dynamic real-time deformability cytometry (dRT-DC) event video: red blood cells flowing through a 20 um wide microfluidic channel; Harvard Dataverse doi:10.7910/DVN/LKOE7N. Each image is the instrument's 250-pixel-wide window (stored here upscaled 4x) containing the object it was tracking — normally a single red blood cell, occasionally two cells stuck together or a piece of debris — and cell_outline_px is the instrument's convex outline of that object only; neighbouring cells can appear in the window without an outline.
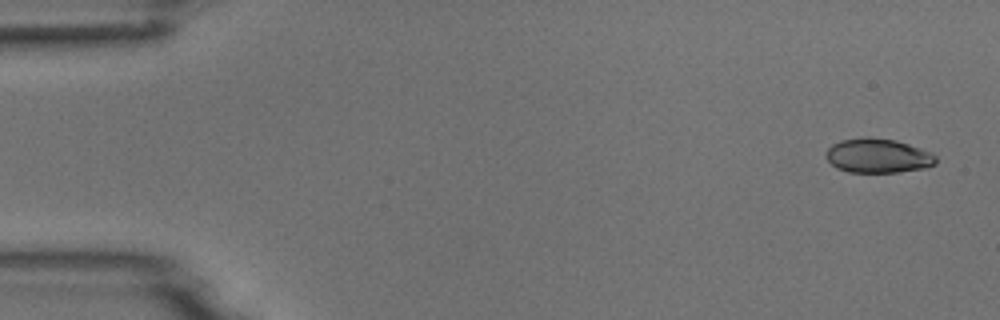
{"species": "common noctule bat (a hibernating species)", "species_latin": "Nyctalus noctula", "temperature_condition": "room temperature", "stored_images_in_passage": 6, "camera_frame_rate_fps": 3000, "um_per_image_px": 0.085, "animal": {"sex": "male", "body_mass_g": 18.8}, "frame": {"image": 1, "passage_image": 1, "time_ms": 0.0, "image_size_px": [1000, 320], "cell_outline_px": [[936, 164], [928, 168], [900, 172], [848, 172], [836, 168], [828, 160], [828, 148], [832, 144], [840, 140], [868, 136], [896, 140], [932, 152], [936, 156]], "centroid_in_image_um": [74.67, 13.24], "position_along_channel_um": 10.3, "area_um2": 22.14}}
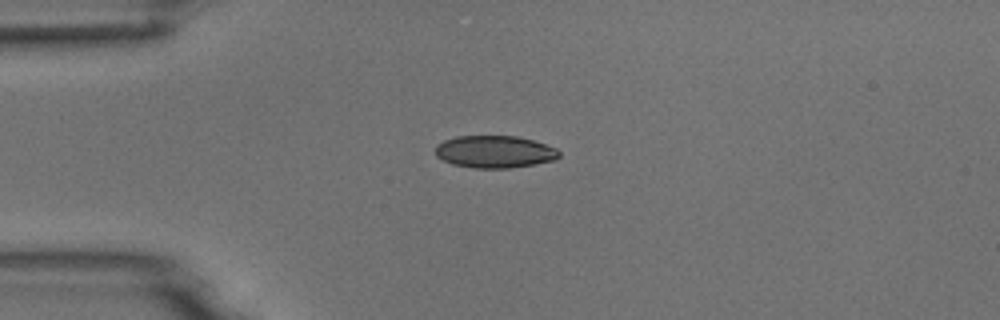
{"frame": {"image": 2, "passage_image": 4, "time_ms": 3.667, "image_size_px": [1000, 320], "cell_outline_px": [[560, 156], [556, 160], [508, 168], [472, 168], [452, 164], [436, 156], [436, 144], [444, 140], [456, 136], [516, 136], [532, 140], [556, 148], [560, 152]], "centroid_in_image_um": [42.03, 12.9], "position_along_channel_um": 43.0, "area_um2": 23.24}}